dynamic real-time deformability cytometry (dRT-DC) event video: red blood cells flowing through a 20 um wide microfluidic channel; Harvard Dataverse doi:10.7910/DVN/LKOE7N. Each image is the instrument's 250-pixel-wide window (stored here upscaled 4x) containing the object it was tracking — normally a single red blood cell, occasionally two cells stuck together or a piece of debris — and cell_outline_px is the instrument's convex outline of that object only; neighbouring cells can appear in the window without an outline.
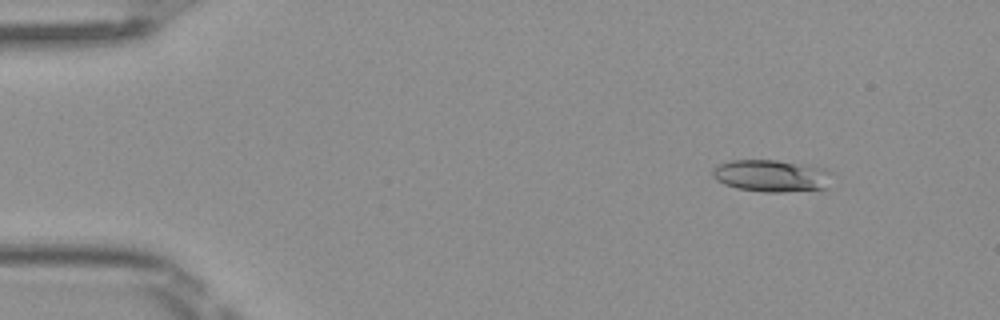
{"species": "Egyptian fruit bat (a non-hibernating species)", "species_latin": "Rousettus aegyptiacus", "temperature_condition": "room temperature", "stored_images_in_passage": 7, "camera_frame_rate_fps": 3000, "um_per_image_px": 0.085, "frame": {"image": 1, "passage_image": 1, "time_ms": 0.0, "image_size_px": [1000, 320], "cell_outline_px": [[836, 172], [832, 188], [784, 192], [764, 192], [736, 188], [724, 184], [716, 180], [712, 176], [712, 168], [720, 164], [732, 160], [776, 160], [828, 168]], "centroid_in_image_um": [65.72, 14.95], "position_along_channel_um": 19.3, "area_um2": 23.12}}
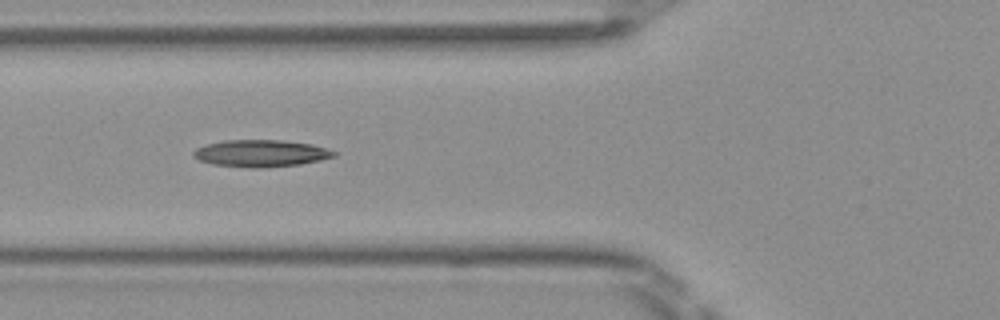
{"frame": {"image": 2, "passage_image": 5, "time_ms": 1.333, "image_size_px": [1000, 320], "cell_outline_px": [[336, 156], [320, 160], [300, 164], [264, 168], [252, 168], [212, 164], [200, 160], [192, 156], [192, 152], [196, 148], [204, 144], [224, 140], [284, 140], [312, 144], [336, 152]], "centroid_in_image_um": [22.14, 13.03], "position_along_channel_um": 103.7, "area_um2": 22.2}}
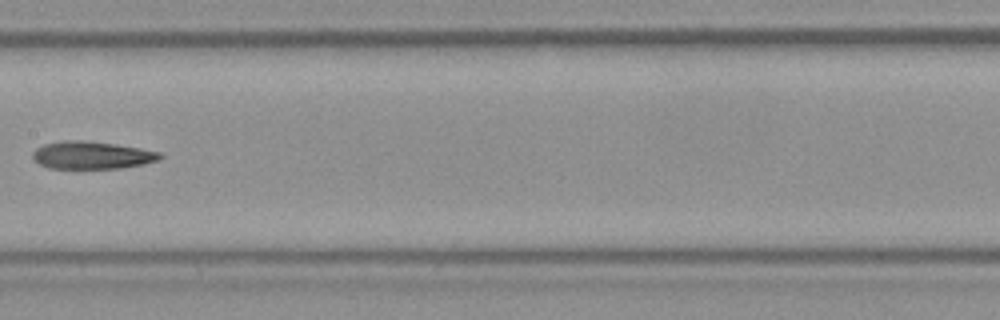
{"frame": {"image": 3, "passage_image": 7, "time_ms": 2.0, "image_size_px": [1000, 320], "cell_outline_px": [[164, 156], [160, 160], [144, 164], [120, 168], [48, 168], [32, 160], [32, 152], [36, 148], [44, 144], [64, 140], [84, 140], [116, 144], [140, 148], [160, 152]], "centroid_in_image_um": [7.81, 13.19], "position_along_channel_um": 199.6, "area_um2": 20.63}}